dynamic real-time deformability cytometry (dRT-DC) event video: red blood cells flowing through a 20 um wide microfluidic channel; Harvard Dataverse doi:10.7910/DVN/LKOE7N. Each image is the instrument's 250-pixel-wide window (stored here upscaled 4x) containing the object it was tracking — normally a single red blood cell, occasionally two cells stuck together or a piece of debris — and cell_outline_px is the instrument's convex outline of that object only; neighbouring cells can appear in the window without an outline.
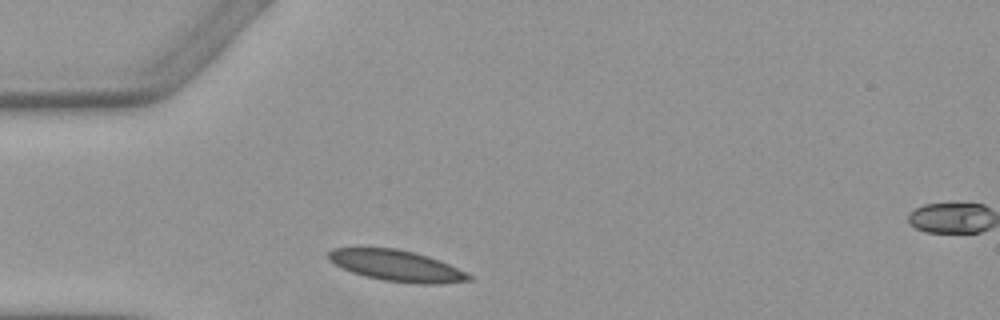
{"species": "Egyptian fruit bat (a non-hibernating species)", "species_latin": "Rousettus aegyptiacus", "temperature_condition": "warm", "stored_images_in_passage": 2, "segment_of_instrument_passage": [1, 2], "camera_frame_rate_fps": 3000, "um_per_image_px": 0.085, "animal": {"sex": "female"}, "frame": {"image": 1, "passage_image": 1, "time_ms": 0.0, "image_size_px": [1000, 320], "cell_outline_px": [[472, 280], [440, 284], [420, 284], [384, 280], [364, 276], [352, 272], [328, 260], [328, 252], [336, 248], [396, 248], [428, 256], [440, 260], [468, 272], [472, 276]], "centroid_in_image_um": [33.77, 22.59], "position_along_channel_um": 51.2, "area_um2": 25.32}}